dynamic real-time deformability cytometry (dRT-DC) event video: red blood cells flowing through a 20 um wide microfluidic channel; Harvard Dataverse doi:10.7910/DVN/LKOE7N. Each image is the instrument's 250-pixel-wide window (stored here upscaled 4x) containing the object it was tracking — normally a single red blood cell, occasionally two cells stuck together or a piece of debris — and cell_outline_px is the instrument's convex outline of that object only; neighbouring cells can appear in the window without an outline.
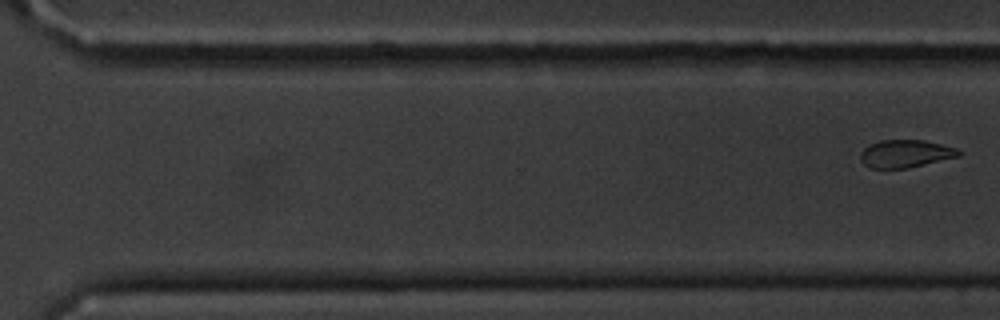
{"species": "common noctule bat (a hibernating species)", "species_latin": "Nyctalus noctula", "temperature_condition": "cold", "stored_images_in_passage": 11, "segment_of_instrument_passage": [2, 2], "camera_frame_rate_fps": 3000, "um_per_image_px": 0.085, "animal": {"sex": "male", "body_mass_g": 20.1, "forearm_length_mm": 53.5}, "frame": {"image": 1, "passage_image": 11, "time_ms": 13.333, "image_size_px": [1000, 320], "cell_outline_px": [[960, 156], [908, 168], [868, 168], [860, 160], [860, 152], [864, 148], [880, 140], [924, 140], [956, 148], [960, 152]], "centroid_in_image_um": [76.94, 13.07], "position_along_channel_um": 293.7, "area_um2": 15.78}}